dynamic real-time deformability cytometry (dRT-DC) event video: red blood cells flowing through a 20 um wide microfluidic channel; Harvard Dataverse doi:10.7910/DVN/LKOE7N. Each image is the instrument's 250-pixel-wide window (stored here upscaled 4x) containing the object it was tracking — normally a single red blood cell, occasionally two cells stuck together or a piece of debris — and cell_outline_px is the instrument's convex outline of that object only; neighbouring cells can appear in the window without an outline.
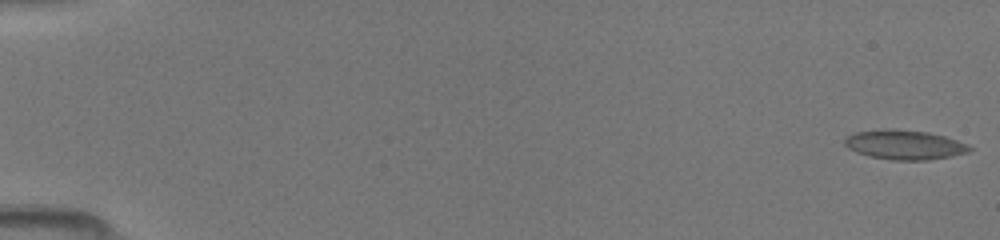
{"species": "common noctule bat (a hibernating species)", "species_latin": "Nyctalus noctula", "temperature_condition": "room temperature", "stored_images_in_passage": 49, "camera_frame_rate_fps": 3000, "um_per_image_px": 0.085, "animal": {"sex": "female", "body_mass_g": 19.5, "forearm_length_mm": 54.1}, "frame": {"image": 1, "passage_image": 1, "time_ms": 0.0, "image_size_px": [1000, 240], "cell_outline_px": [[972, 148], [968, 152], [948, 156], [924, 160], [892, 160], [872, 156], [848, 148], [844, 144], [844, 140], [848, 136], [856, 132], [928, 132], [944, 136], [968, 144]], "centroid_in_image_um": [76.95, 12.35], "position_along_channel_um": 8.1, "area_um2": 20.0}}
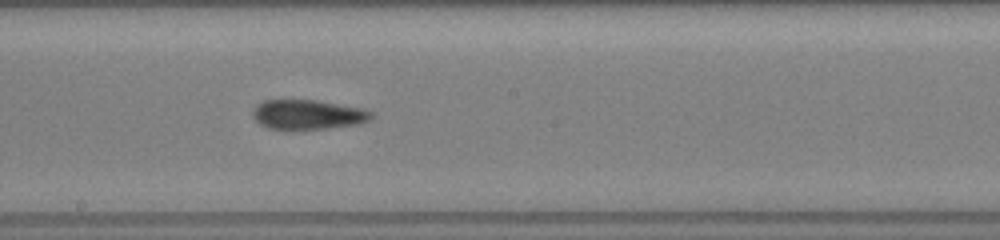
{"frame": {"image": 2, "passage_image": 28, "time_ms": 9.0, "image_size_px": [1000, 240], "cell_outline_px": [[372, 116], [368, 120], [356, 124], [324, 128], [284, 132], [268, 128], [260, 124], [252, 116], [252, 112], [256, 104], [264, 100], [316, 100], [360, 108], [372, 112]], "centroid_in_image_um": [26.06, 9.76], "position_along_channel_um": 222.1, "area_um2": 20.75}}
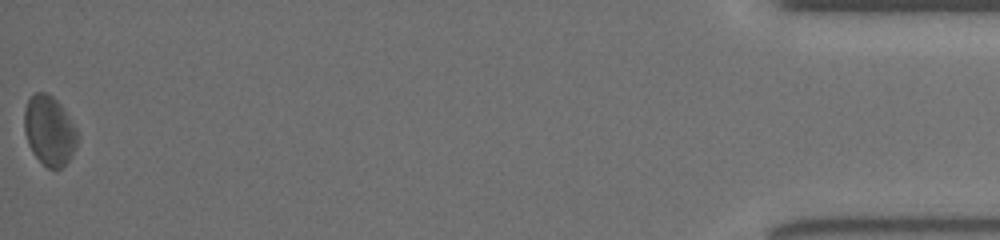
{"frame": {"image": 3, "passage_image": 49, "time_ms": 16.0, "image_size_px": [1000, 240], "cell_outline_px": [[76, 148], [72, 156], [60, 168], [48, 168], [32, 152], [28, 144], [24, 132], [24, 108], [28, 100], [36, 92], [48, 92], [60, 104], [76, 128]], "centroid_in_image_um": [4.17, 11.08], "position_along_channel_um": 431.0, "area_um2": 21.33}}